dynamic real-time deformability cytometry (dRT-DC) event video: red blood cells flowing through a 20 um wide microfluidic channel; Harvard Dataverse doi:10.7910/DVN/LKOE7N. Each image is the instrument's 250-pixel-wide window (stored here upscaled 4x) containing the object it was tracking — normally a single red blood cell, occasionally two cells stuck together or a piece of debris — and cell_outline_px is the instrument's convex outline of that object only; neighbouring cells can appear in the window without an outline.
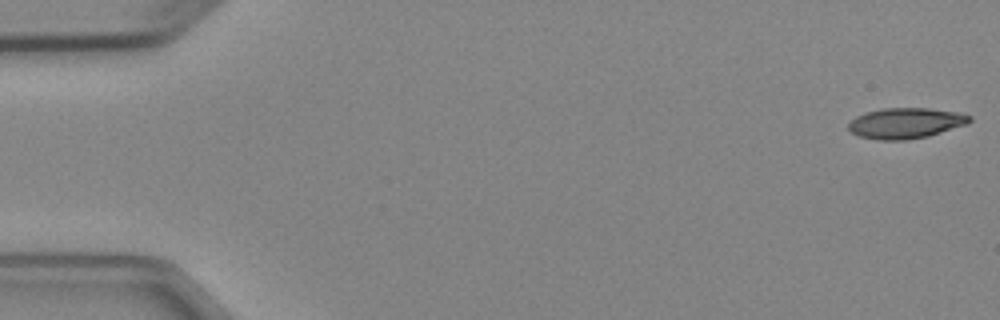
{"species": "Egyptian fruit bat (a non-hibernating species)", "species_latin": "Rousettus aegyptiacus", "temperature_condition": "cold", "stored_images_in_passage": 4, "camera_frame_rate_fps": 3000, "um_per_image_px": 0.085, "animal": {"sex": "female"}, "frame": {"image": 1, "passage_image": 1, "time_ms": 0.0, "image_size_px": [1000, 320], "cell_outline_px": [[972, 120], [968, 124], [928, 136], [904, 140], [876, 140], [860, 136], [852, 132], [848, 128], [848, 124], [856, 116], [864, 112], [884, 108], [928, 108], [960, 112], [972, 116]], "centroid_in_image_um": [77.01, 10.46], "position_along_channel_um": 8.0, "area_um2": 21.73}}